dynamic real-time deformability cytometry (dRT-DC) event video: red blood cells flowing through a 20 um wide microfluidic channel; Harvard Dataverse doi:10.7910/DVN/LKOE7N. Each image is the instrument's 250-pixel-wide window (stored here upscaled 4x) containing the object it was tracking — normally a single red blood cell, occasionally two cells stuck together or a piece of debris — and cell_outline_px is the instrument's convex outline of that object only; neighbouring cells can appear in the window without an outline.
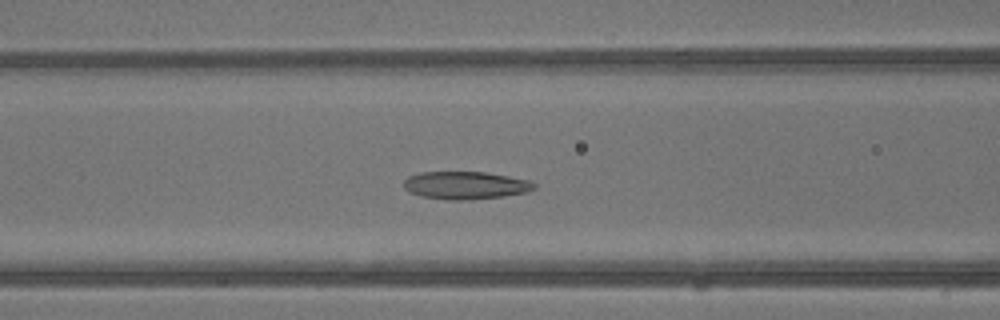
{"species": "common noctule bat (a hibernating species)", "species_latin": "Nyctalus noctula", "temperature_condition": "warm", "stored_images_in_passage": 35, "camera_frame_rate_fps": 3000, "um_per_image_px": 0.085, "animal": {"sex": "male", "body_mass_g": 13.3}, "frame": {"image": 1, "passage_image": 11, "time_ms": 3.333, "image_size_px": [1000, 320], "cell_outline_px": [[536, 188], [524, 192], [500, 196], [468, 200], [448, 200], [424, 196], [408, 192], [404, 188], [404, 180], [408, 176], [420, 172], [484, 172], [508, 176], [528, 180], [536, 184]], "centroid_in_image_um": [39.52, 15.74], "position_along_channel_um": 127.1, "area_um2": 20.87}}
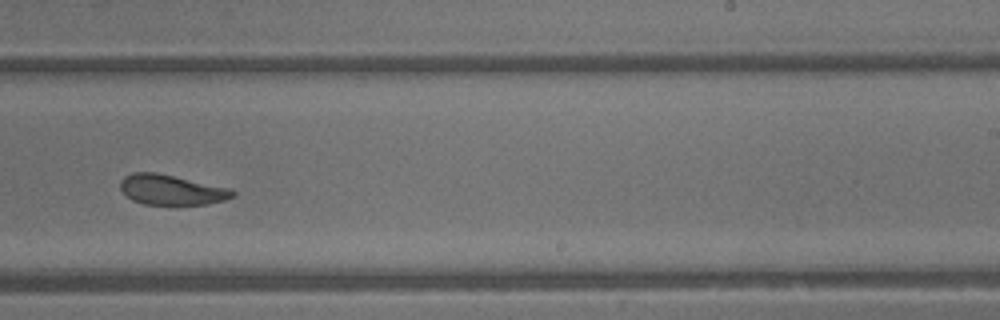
{"frame": {"image": 2, "passage_image": 20, "time_ms": 6.333, "image_size_px": [1000, 320], "cell_outline_px": [[236, 196], [224, 200], [208, 204], [144, 204], [132, 200], [120, 188], [120, 180], [124, 176], [132, 172], [156, 172], [232, 188], [236, 192]], "centroid_in_image_um": [14.6, 16.12], "position_along_channel_um": 274.4, "area_um2": 19.83}}
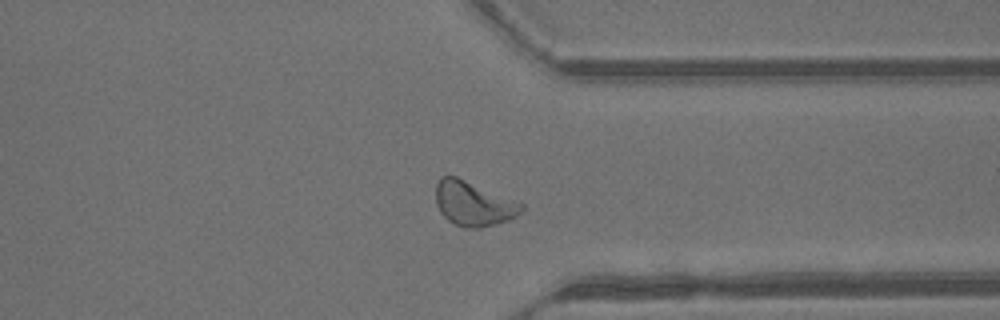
{"frame": {"image": 3, "passage_image": 26, "time_ms": 8.333, "image_size_px": [1000, 320], "cell_outline_px": [[524, 208], [516, 216], [508, 220], [480, 228], [464, 228], [448, 220], [440, 212], [436, 204], [436, 184], [440, 176], [456, 176], [524, 204]], "centroid_in_image_um": [40.22, 17.31], "position_along_channel_um": 371.2, "area_um2": 22.02}, "authors_computed_cell_mechanics": {"area_um2": 21.2704, "velocity_mm_per_s": 4.9253, "shape_relaxation_time_tau1_ms": 3.8843, "shape_relaxation_time_tau2_ms": 1.2942, "deformation_change_tau1": 0.1602, "deformation_change_tau2": 0.0809}}